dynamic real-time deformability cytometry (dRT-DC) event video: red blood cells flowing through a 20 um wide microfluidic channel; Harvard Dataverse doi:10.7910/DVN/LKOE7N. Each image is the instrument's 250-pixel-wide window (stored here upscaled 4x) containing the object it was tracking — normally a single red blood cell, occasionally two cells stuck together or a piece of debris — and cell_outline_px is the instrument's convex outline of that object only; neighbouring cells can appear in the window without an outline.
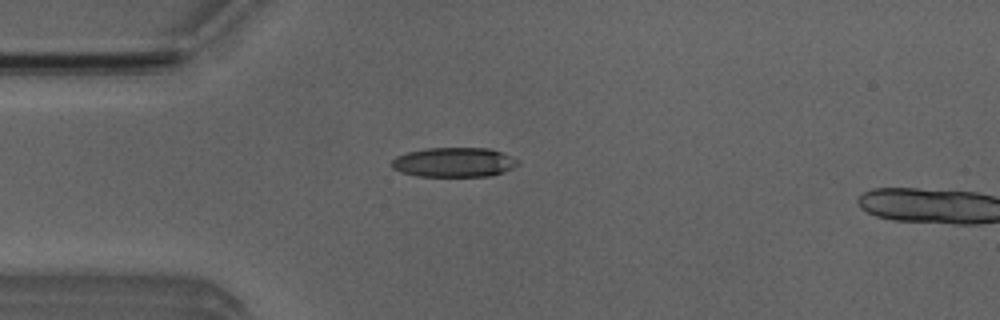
{"species": "Egyptian fruit bat (a non-hibernating species)", "species_latin": "Rousettus aegyptiacus", "temperature_condition": "room temperature", "stored_images_in_passage": 15, "camera_frame_rate_fps": 3000, "um_per_image_px": 0.085, "animal": {"sex": "male"}, "frame": {"image": 1, "passage_image": 13, "time_ms": 4.0, "image_size_px": [1000, 320], "cell_outline_px": [[520, 164], [504, 172], [492, 176], [420, 176], [400, 172], [392, 168], [392, 160], [396, 156], [408, 152], [428, 148], [488, 148], [500, 152], [520, 160]], "centroid_in_image_um": [38.61, 13.8], "position_along_channel_um": 46.4, "area_um2": 21.73}}